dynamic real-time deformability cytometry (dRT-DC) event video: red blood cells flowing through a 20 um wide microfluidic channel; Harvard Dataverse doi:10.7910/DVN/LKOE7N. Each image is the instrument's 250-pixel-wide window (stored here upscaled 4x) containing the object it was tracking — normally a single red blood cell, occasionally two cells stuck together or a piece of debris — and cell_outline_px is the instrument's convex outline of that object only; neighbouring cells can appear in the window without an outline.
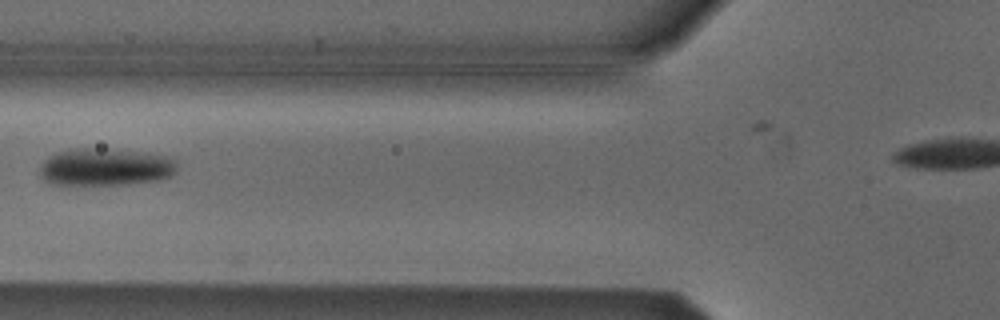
{"species": "Egyptian fruit bat (a non-hibernating species)", "species_latin": "Rousettus aegyptiacus", "temperature_condition": "cold", "stored_images_in_passage": 3, "segment_of_instrument_passage": [1, 2], "camera_frame_rate_fps": 3000, "um_per_image_px": 0.085, "animal": {"sex": "male"}, "frame": {"image": 1, "passage_image": 2, "time_ms": 0.333, "image_size_px": [1000, 320], "cell_outline_px": [[176, 172], [172, 176], [156, 180], [128, 184], [52, 184], [44, 180], [40, 176], [40, 164], [48, 156], [56, 152], [68, 148], [108, 148], [144, 152], [172, 156], [176, 160]], "centroid_in_image_um": [8.96, 14.17], "position_along_channel_um": 116.8, "area_um2": 30.46}}